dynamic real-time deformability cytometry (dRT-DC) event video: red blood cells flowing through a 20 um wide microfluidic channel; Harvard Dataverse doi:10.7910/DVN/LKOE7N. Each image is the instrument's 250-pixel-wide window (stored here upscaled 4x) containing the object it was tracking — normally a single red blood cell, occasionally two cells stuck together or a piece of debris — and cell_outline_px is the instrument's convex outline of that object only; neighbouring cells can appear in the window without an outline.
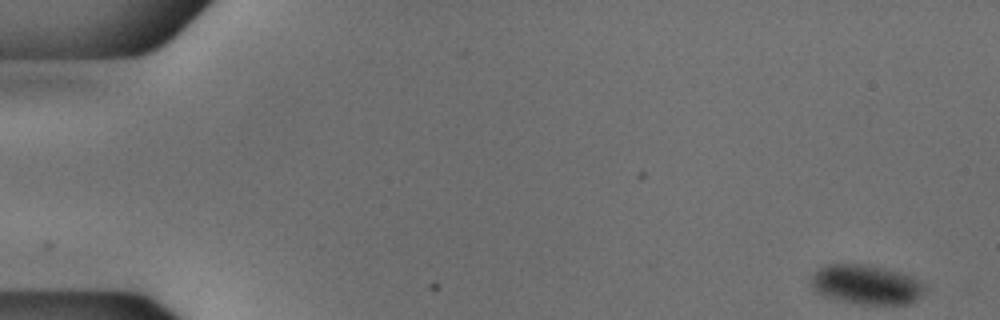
{"species": "common noctule bat (a hibernating species)", "species_latin": "Nyctalus noctula", "temperature_condition": "cold", "stored_images_in_passage": 53, "camera_frame_rate_fps": 3000, "um_per_image_px": 0.085, "animal": {"sex": "male", "body_mass_g": 18.8}, "frame": {"image": 1, "passage_image": 1, "time_ms": 0.0, "image_size_px": [1000, 320], "cell_outline_px": [[924, 292], [916, 300], [908, 304], [860, 304], [836, 300], [816, 292], [812, 288], [812, 276], [820, 268], [828, 264], [868, 264], [896, 272], [908, 276], [924, 284]], "centroid_in_image_um": [73.6, 24.2], "position_along_channel_um": 11.4, "area_um2": 25.78}}
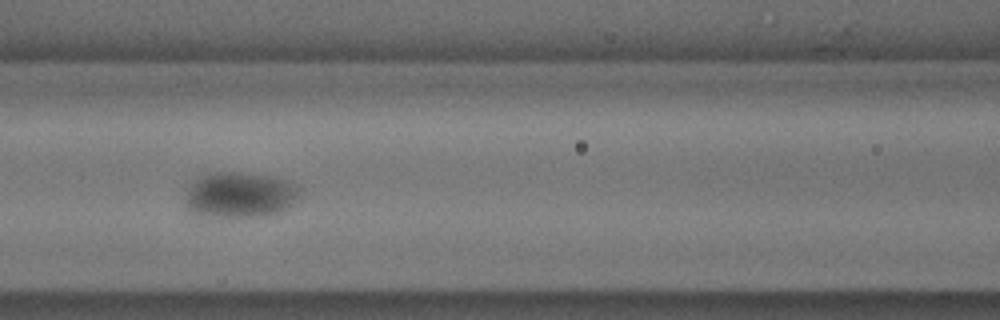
{"frame": {"image": 2, "passage_image": 23, "time_ms": 7.333, "image_size_px": [1000, 320], "cell_outline_px": [[300, 188], [296, 196], [280, 212], [264, 216], [200, 216], [192, 212], [188, 208], [184, 200], [184, 188], [196, 176], [212, 172], [240, 172], [268, 176], [284, 180]], "centroid_in_image_um": [20.22, 16.54], "position_along_channel_um": 146.4, "area_um2": 30.35}}
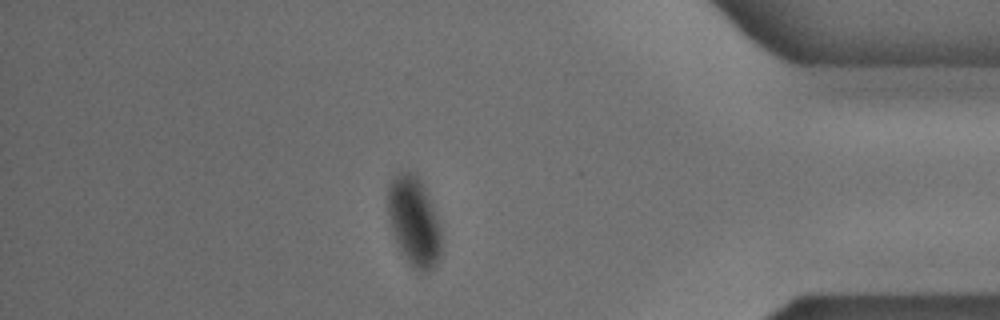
{"frame": {"image": 3, "passage_image": 46, "time_ms": 15.0, "image_size_px": [1000, 320], "cell_outline_px": [[440, 252], [436, 264], [428, 272], [416, 272], [412, 268], [400, 252], [396, 244], [388, 220], [388, 184], [396, 172], [412, 172], [420, 180], [424, 188], [440, 228]], "centroid_in_image_um": [35.13, 18.86], "position_along_channel_um": 400.1, "area_um2": 27.74}, "authors_computed_cell_mechanics": {"area_um2": 28.7266, "velocity_mm_per_s": 3.7252, "shape_relaxation_time_tau1_ms": 9.7851, "shape_relaxation_time_tau2_ms": null, "deformation_change_tau1": 0.0733, "deformation_change_tau2": null}}